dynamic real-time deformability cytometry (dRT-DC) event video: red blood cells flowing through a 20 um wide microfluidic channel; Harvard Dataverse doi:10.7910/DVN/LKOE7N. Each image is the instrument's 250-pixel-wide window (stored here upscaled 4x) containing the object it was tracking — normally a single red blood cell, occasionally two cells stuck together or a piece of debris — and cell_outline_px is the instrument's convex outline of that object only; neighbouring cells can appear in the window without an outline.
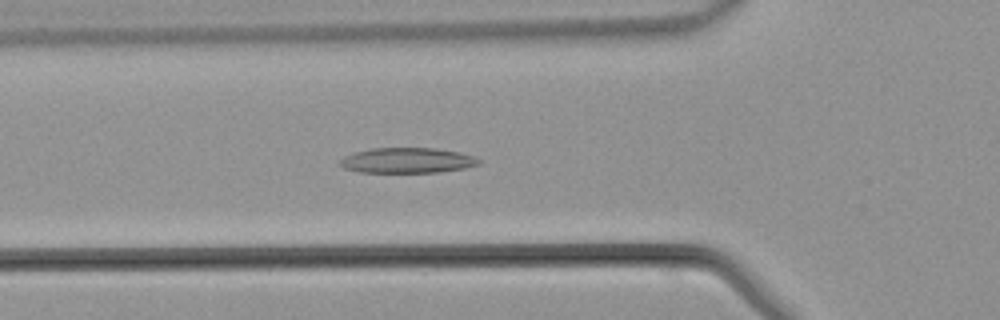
{"species": "common noctule bat (a hibernating species)", "species_latin": "Nyctalus noctula", "temperature_condition": "warm", "stored_images_in_passage": 43, "camera_frame_rate_fps": 3000, "um_per_image_px": 0.085, "animal": {"sex": "male", "body_mass_g": 21.5, "forearm_length_mm": 52.0}, "frame": {"image": 1, "passage_image": 14, "time_ms": 4.333, "image_size_px": [1000, 320], "cell_outline_px": [[480, 164], [464, 168], [440, 172], [360, 172], [344, 168], [340, 164], [340, 160], [344, 156], [356, 152], [372, 148], [436, 148], [460, 152], [476, 156], [480, 160]], "centroid_in_image_um": [34.66, 13.63], "position_along_channel_um": 91.1, "area_um2": 20.46}}
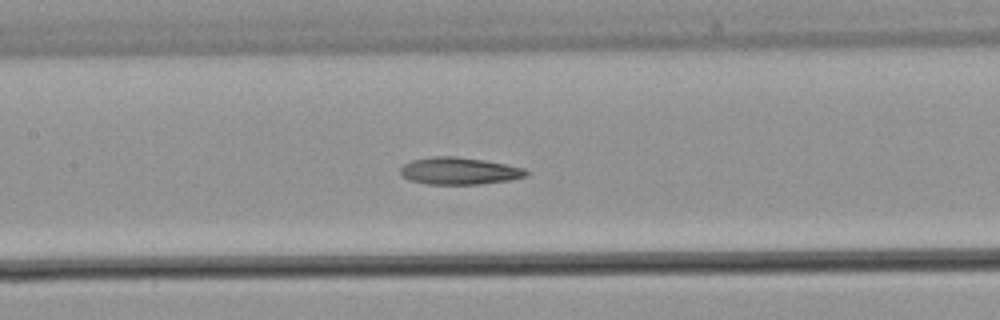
{"frame": {"image": 2, "passage_image": 19, "time_ms": 6.0, "image_size_px": [1000, 320], "cell_outline_px": [[528, 176], [508, 180], [480, 184], [428, 184], [408, 180], [400, 176], [400, 168], [404, 164], [412, 160], [432, 156], [456, 156], [484, 160], [524, 168], [528, 172]], "centroid_in_image_um": [38.99, 14.53], "position_along_channel_um": 168.4, "area_um2": 19.94}}
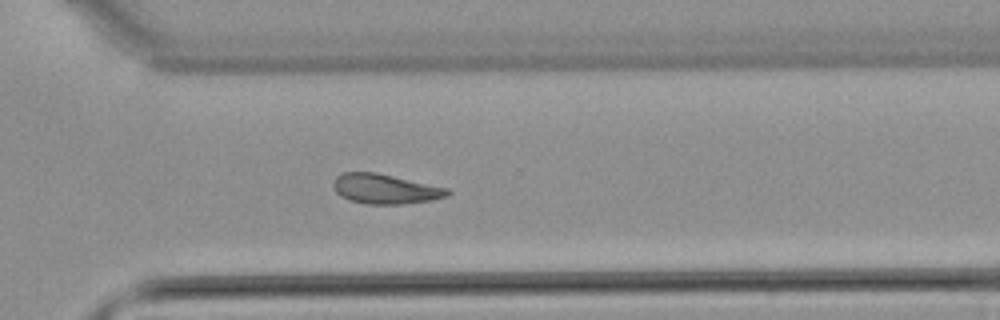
{"frame": {"image": 3, "passage_image": 30, "time_ms": 9.667, "image_size_px": [1000, 320], "cell_outline_px": [[452, 192], [448, 196], [428, 200], [404, 204], [364, 204], [348, 200], [340, 196], [336, 192], [332, 184], [336, 176], [344, 172], [376, 172], [448, 188]], "centroid_in_image_um": [32.71, 16.06], "position_along_channel_um": 337.9, "area_um2": 19.88}}